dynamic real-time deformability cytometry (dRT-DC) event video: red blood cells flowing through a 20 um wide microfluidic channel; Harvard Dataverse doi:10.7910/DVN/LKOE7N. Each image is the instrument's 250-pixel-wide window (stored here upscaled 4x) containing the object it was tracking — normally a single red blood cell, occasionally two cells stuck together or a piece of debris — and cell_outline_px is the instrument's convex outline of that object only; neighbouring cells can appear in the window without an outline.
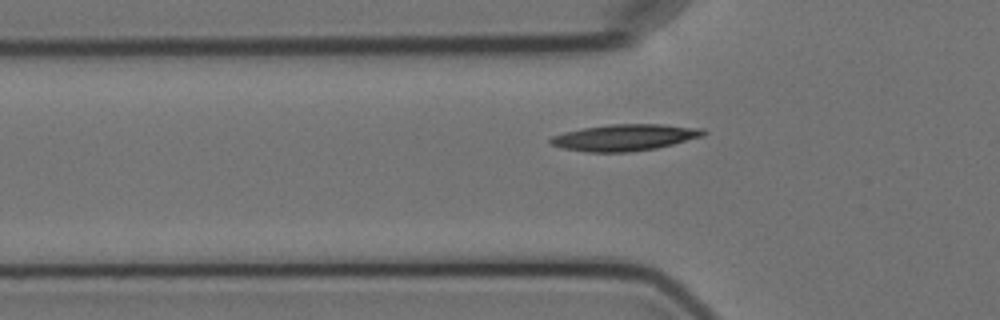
{"species": "Egyptian fruit bat (a non-hibernating species)", "species_latin": "Rousettus aegyptiacus", "temperature_condition": "cold", "stored_images_in_passage": 6, "segment_of_instrument_passage": [2, 2], "camera_frame_rate_fps": 3000, "um_per_image_px": 0.085, "animal": {"sex": "female"}, "frame": {"image": 1, "passage_image": 6, "time_ms": 6.0, "image_size_px": [1000, 320], "cell_outline_px": [[708, 132], [704, 136], [656, 148], [628, 152], [588, 152], [564, 148], [552, 144], [548, 140], [552, 136], [564, 132], [584, 128], [608, 124], [660, 124], [704, 128]], "centroid_in_image_um": [53.14, 11.68], "position_along_channel_um": 72.7, "area_um2": 23.52}}